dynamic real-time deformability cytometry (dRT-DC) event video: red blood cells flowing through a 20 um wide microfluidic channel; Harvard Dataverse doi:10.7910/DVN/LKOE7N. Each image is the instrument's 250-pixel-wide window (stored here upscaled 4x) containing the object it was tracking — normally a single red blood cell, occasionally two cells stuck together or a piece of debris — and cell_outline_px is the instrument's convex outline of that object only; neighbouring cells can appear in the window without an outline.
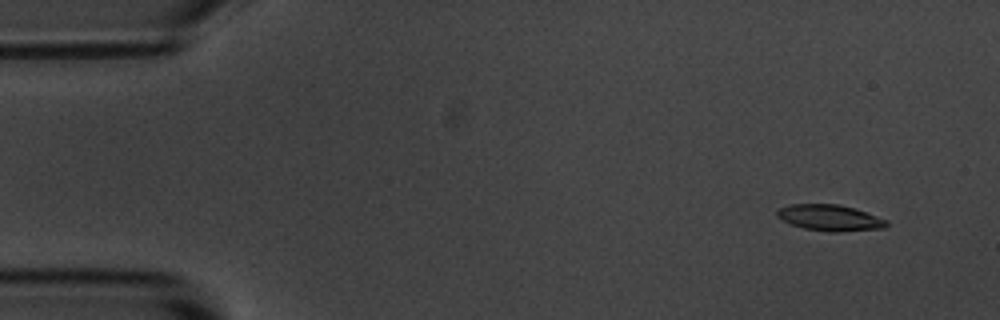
{"species": "common noctule bat (a hibernating species)", "species_latin": "Nyctalus noctula", "temperature_condition": "room temperature", "stored_images_in_passage": 56, "camera_frame_rate_fps": 3000, "um_per_image_px": 0.085, "animal": {"sex": "male", "body_mass_g": 20.1, "forearm_length_mm": 53.5}, "frame": {"image": 1, "passage_image": 5, "time_ms": 1.333, "image_size_px": [1000, 320], "cell_outline_px": [[888, 224], [884, 228], [840, 232], [828, 232], [804, 228], [792, 224], [776, 216], [776, 208], [788, 204], [840, 204], [888, 220]], "centroid_in_image_um": [70.5, 18.51], "position_along_channel_um": 14.5, "area_um2": 16.65}}
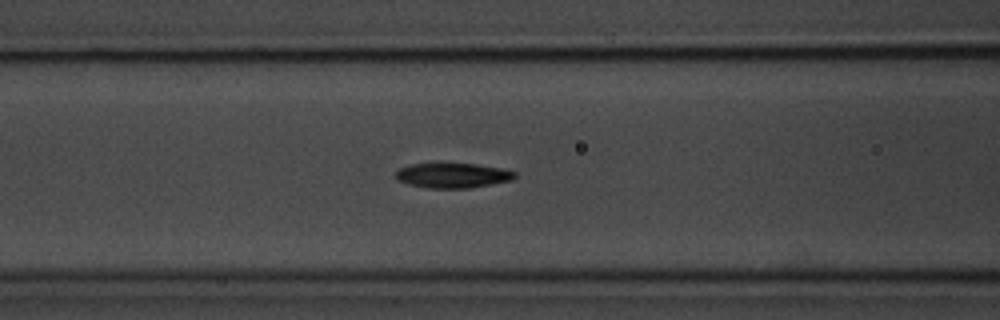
{"frame": {"image": 2, "passage_image": 23, "time_ms": 7.333, "image_size_px": [1000, 320], "cell_outline_px": [[516, 176], [512, 180], [468, 188], [428, 188], [408, 184], [396, 180], [396, 172], [400, 168], [412, 164], [476, 164], [500, 168], [516, 172]], "centroid_in_image_um": [38.47, 14.92], "position_along_channel_um": 128.1, "area_um2": 17.05}}
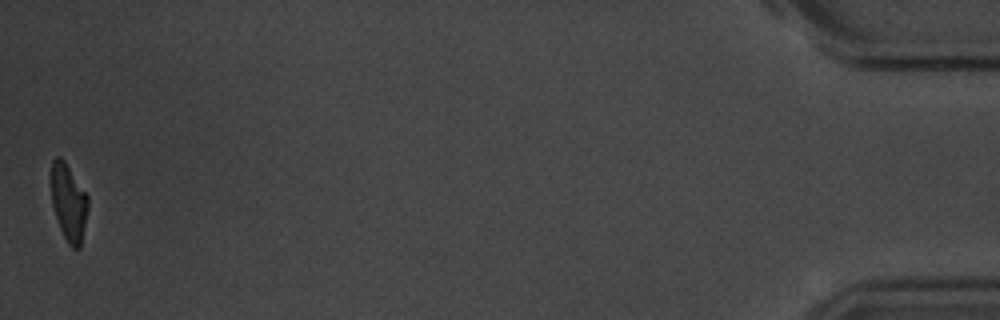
{"frame": {"image": 3, "passage_image": 56, "time_ms": 18.333, "image_size_px": [1000, 320], "cell_outline_px": [[88, 208], [80, 248], [72, 248], [68, 244], [60, 228], [52, 204], [52, 160], [56, 156], [60, 156], [64, 160], [88, 196]], "centroid_in_image_um": [5.84, 17.21], "position_along_channel_um": 429.4, "area_um2": 16.24}, "authors_computed_cell_mechanics": {"area_um2": 17.6579, "velocity_mm_per_s": 3.6082, "shape_relaxation_time_tau1_ms": 2.8537, "shape_relaxation_time_tau2_ms": 2.9891, "deformation_change_tau1": 0.1806, "deformation_change_tau2": 0.0941}}